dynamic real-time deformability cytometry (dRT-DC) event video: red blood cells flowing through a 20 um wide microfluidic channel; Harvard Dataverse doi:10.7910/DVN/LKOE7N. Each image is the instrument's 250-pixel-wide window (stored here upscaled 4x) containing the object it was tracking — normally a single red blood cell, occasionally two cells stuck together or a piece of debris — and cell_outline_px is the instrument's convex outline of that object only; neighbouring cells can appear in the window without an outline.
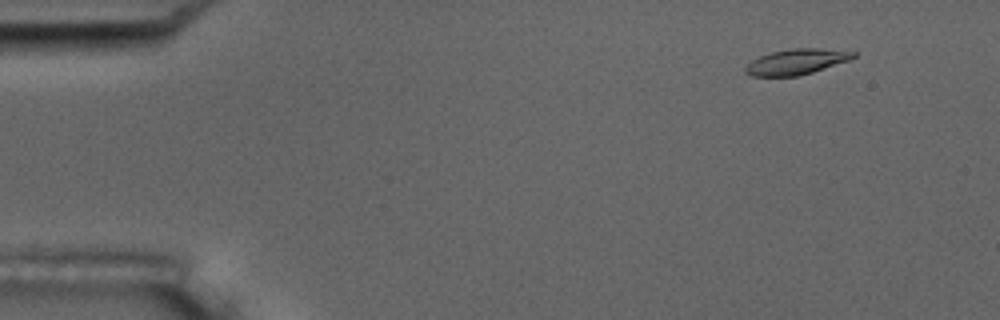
{"species": "common noctule bat (a hibernating species)", "species_latin": "Nyctalus noctula", "temperature_condition": "room temperature", "stored_images_in_passage": 5, "camera_frame_rate_fps": 3000, "um_per_image_px": 0.085, "animal": {"sex": "male", "body_mass_g": 17.5, "forearm_length_mm": 52.3}, "frame": {"image": 1, "passage_image": 2, "time_ms": 1.0, "image_size_px": [1000, 320], "cell_outline_px": [[856, 56], [848, 60], [812, 72], [796, 76], [752, 76], [744, 72], [744, 68], [752, 60], [760, 56], [772, 52], [792, 48], [820, 48], [856, 52]], "centroid_in_image_um": [67.67, 5.24], "position_along_channel_um": 17.3, "area_um2": 15.84}}